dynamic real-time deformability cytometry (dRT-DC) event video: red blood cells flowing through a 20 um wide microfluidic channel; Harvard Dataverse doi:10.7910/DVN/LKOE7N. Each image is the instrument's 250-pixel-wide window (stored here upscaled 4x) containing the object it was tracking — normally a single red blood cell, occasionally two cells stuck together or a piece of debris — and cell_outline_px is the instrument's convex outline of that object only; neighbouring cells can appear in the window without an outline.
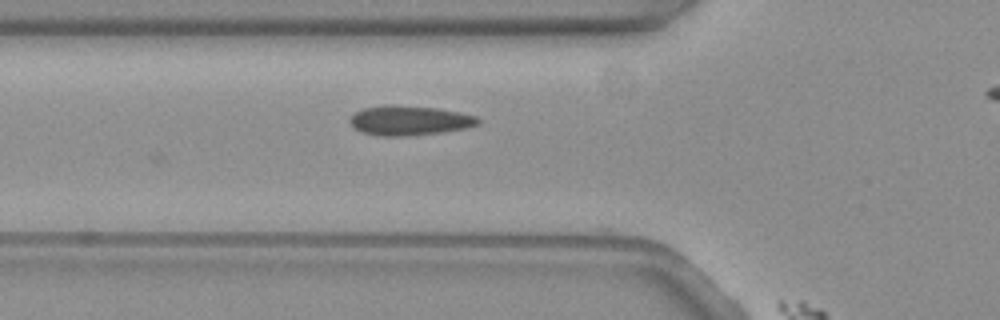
{"species": "common noctule bat (a hibernating species)", "species_latin": "Nyctalus noctula", "temperature_condition": "warm", "stored_images_in_passage": 6, "camera_frame_rate_fps": 3000, "um_per_image_px": 0.085, "animal": {"sex": "female", "body_mass_g": 19.3, "forearm_length_mm": 54.1}, "frame": {"image": 1, "passage_image": 3, "time_ms": 0.667, "image_size_px": [1000, 320], "cell_outline_px": [[480, 124], [464, 128], [440, 132], [408, 136], [380, 136], [364, 132], [356, 128], [348, 120], [356, 112], [364, 108], [388, 104], [392, 104], [436, 108], [460, 112], [476, 116], [480, 120]], "centroid_in_image_um": [34.82, 10.23], "position_along_channel_um": 91.0, "area_um2": 21.96}}